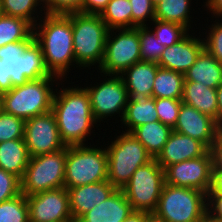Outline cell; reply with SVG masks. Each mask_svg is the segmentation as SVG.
Listing matches in <instances>:
<instances>
[{"instance_id": "6da1fadb", "label": "cell", "mask_w": 222, "mask_h": 222, "mask_svg": "<svg viewBox=\"0 0 222 222\" xmlns=\"http://www.w3.org/2000/svg\"><path fill=\"white\" fill-rule=\"evenodd\" d=\"M44 15L41 14L40 21L33 27L34 41L41 47L44 64L49 74L60 79L67 78L70 66L76 64L72 13Z\"/></svg>"}, {"instance_id": "7a4b0ae2", "label": "cell", "mask_w": 222, "mask_h": 222, "mask_svg": "<svg viewBox=\"0 0 222 222\" xmlns=\"http://www.w3.org/2000/svg\"><path fill=\"white\" fill-rule=\"evenodd\" d=\"M55 89L52 113L56 118L59 135L65 146L85 145L91 136V129L96 126L89 94L79 86ZM63 88V89H62Z\"/></svg>"}, {"instance_id": "3957f363", "label": "cell", "mask_w": 222, "mask_h": 222, "mask_svg": "<svg viewBox=\"0 0 222 222\" xmlns=\"http://www.w3.org/2000/svg\"><path fill=\"white\" fill-rule=\"evenodd\" d=\"M109 28L99 14L72 13L73 50L76 67L98 64L103 62L106 39ZM83 67V68H82Z\"/></svg>"}, {"instance_id": "277c9868", "label": "cell", "mask_w": 222, "mask_h": 222, "mask_svg": "<svg viewBox=\"0 0 222 222\" xmlns=\"http://www.w3.org/2000/svg\"><path fill=\"white\" fill-rule=\"evenodd\" d=\"M62 79L50 75L14 86L3 93L2 110L24 120L51 111L55 91L53 84Z\"/></svg>"}, {"instance_id": "5b68a950", "label": "cell", "mask_w": 222, "mask_h": 222, "mask_svg": "<svg viewBox=\"0 0 222 222\" xmlns=\"http://www.w3.org/2000/svg\"><path fill=\"white\" fill-rule=\"evenodd\" d=\"M66 146L64 187L92 184L108 180L106 148L94 145Z\"/></svg>"}, {"instance_id": "8992f818", "label": "cell", "mask_w": 222, "mask_h": 222, "mask_svg": "<svg viewBox=\"0 0 222 222\" xmlns=\"http://www.w3.org/2000/svg\"><path fill=\"white\" fill-rule=\"evenodd\" d=\"M106 151L108 157V181L116 189H122L140 166L153 159L133 134L123 130L106 147Z\"/></svg>"}, {"instance_id": "52a82bcc", "label": "cell", "mask_w": 222, "mask_h": 222, "mask_svg": "<svg viewBox=\"0 0 222 222\" xmlns=\"http://www.w3.org/2000/svg\"><path fill=\"white\" fill-rule=\"evenodd\" d=\"M154 213L166 222H201L207 213V193L165 183Z\"/></svg>"}, {"instance_id": "ba28073f", "label": "cell", "mask_w": 222, "mask_h": 222, "mask_svg": "<svg viewBox=\"0 0 222 222\" xmlns=\"http://www.w3.org/2000/svg\"><path fill=\"white\" fill-rule=\"evenodd\" d=\"M66 147L58 151L32 156L21 179V193L34 195L64 187Z\"/></svg>"}, {"instance_id": "9c48e42d", "label": "cell", "mask_w": 222, "mask_h": 222, "mask_svg": "<svg viewBox=\"0 0 222 222\" xmlns=\"http://www.w3.org/2000/svg\"><path fill=\"white\" fill-rule=\"evenodd\" d=\"M164 184V169L153 158L132 174L122 191L134 211L151 213L157 208Z\"/></svg>"}, {"instance_id": "30bf717a", "label": "cell", "mask_w": 222, "mask_h": 222, "mask_svg": "<svg viewBox=\"0 0 222 222\" xmlns=\"http://www.w3.org/2000/svg\"><path fill=\"white\" fill-rule=\"evenodd\" d=\"M138 61H141L139 27L109 29L100 73L121 75Z\"/></svg>"}, {"instance_id": "8fae6325", "label": "cell", "mask_w": 222, "mask_h": 222, "mask_svg": "<svg viewBox=\"0 0 222 222\" xmlns=\"http://www.w3.org/2000/svg\"><path fill=\"white\" fill-rule=\"evenodd\" d=\"M41 47L33 41L21 56L0 59V92L6 93L14 86L28 80L49 77Z\"/></svg>"}, {"instance_id": "7c38bea8", "label": "cell", "mask_w": 222, "mask_h": 222, "mask_svg": "<svg viewBox=\"0 0 222 222\" xmlns=\"http://www.w3.org/2000/svg\"><path fill=\"white\" fill-rule=\"evenodd\" d=\"M100 75L106 77L103 82L85 87L89 94L93 117L100 123L104 118H112L114 114H119L122 121L129 100L125 83L120 75H109L110 78L107 74Z\"/></svg>"}, {"instance_id": "4fadbf2b", "label": "cell", "mask_w": 222, "mask_h": 222, "mask_svg": "<svg viewBox=\"0 0 222 222\" xmlns=\"http://www.w3.org/2000/svg\"><path fill=\"white\" fill-rule=\"evenodd\" d=\"M213 158L209 150L205 155L168 166L165 183L208 193L212 182Z\"/></svg>"}, {"instance_id": "5bb4252c", "label": "cell", "mask_w": 222, "mask_h": 222, "mask_svg": "<svg viewBox=\"0 0 222 222\" xmlns=\"http://www.w3.org/2000/svg\"><path fill=\"white\" fill-rule=\"evenodd\" d=\"M24 142L30 157L52 153L66 147L60 138L52 111L25 120Z\"/></svg>"}, {"instance_id": "9a60e30c", "label": "cell", "mask_w": 222, "mask_h": 222, "mask_svg": "<svg viewBox=\"0 0 222 222\" xmlns=\"http://www.w3.org/2000/svg\"><path fill=\"white\" fill-rule=\"evenodd\" d=\"M29 222H74L65 187L26 196Z\"/></svg>"}, {"instance_id": "2e32d148", "label": "cell", "mask_w": 222, "mask_h": 222, "mask_svg": "<svg viewBox=\"0 0 222 222\" xmlns=\"http://www.w3.org/2000/svg\"><path fill=\"white\" fill-rule=\"evenodd\" d=\"M173 131L202 142L210 150L212 144L222 132V128L209 115L201 113L194 107L182 102Z\"/></svg>"}, {"instance_id": "e0dca14e", "label": "cell", "mask_w": 222, "mask_h": 222, "mask_svg": "<svg viewBox=\"0 0 222 222\" xmlns=\"http://www.w3.org/2000/svg\"><path fill=\"white\" fill-rule=\"evenodd\" d=\"M187 34L176 44L166 47L158 62L161 68L185 74L204 49V40Z\"/></svg>"}, {"instance_id": "ac0fdd59", "label": "cell", "mask_w": 222, "mask_h": 222, "mask_svg": "<svg viewBox=\"0 0 222 222\" xmlns=\"http://www.w3.org/2000/svg\"><path fill=\"white\" fill-rule=\"evenodd\" d=\"M209 149L200 141L172 131L162 151L155 158L165 170L168 166L205 155Z\"/></svg>"}, {"instance_id": "d6986e66", "label": "cell", "mask_w": 222, "mask_h": 222, "mask_svg": "<svg viewBox=\"0 0 222 222\" xmlns=\"http://www.w3.org/2000/svg\"><path fill=\"white\" fill-rule=\"evenodd\" d=\"M115 190L108 180L69 188L70 212L74 222L105 201Z\"/></svg>"}, {"instance_id": "ffe728a7", "label": "cell", "mask_w": 222, "mask_h": 222, "mask_svg": "<svg viewBox=\"0 0 222 222\" xmlns=\"http://www.w3.org/2000/svg\"><path fill=\"white\" fill-rule=\"evenodd\" d=\"M133 211L122 189H116L105 201L84 213L76 222H123Z\"/></svg>"}, {"instance_id": "44dd1931", "label": "cell", "mask_w": 222, "mask_h": 222, "mask_svg": "<svg viewBox=\"0 0 222 222\" xmlns=\"http://www.w3.org/2000/svg\"><path fill=\"white\" fill-rule=\"evenodd\" d=\"M159 67L157 63L141 60L126 69L120 76L129 97L141 95L152 97L154 79Z\"/></svg>"}, {"instance_id": "7402d4cb", "label": "cell", "mask_w": 222, "mask_h": 222, "mask_svg": "<svg viewBox=\"0 0 222 222\" xmlns=\"http://www.w3.org/2000/svg\"><path fill=\"white\" fill-rule=\"evenodd\" d=\"M181 101L199 112L209 115L218 123L216 88H209L200 82L184 81Z\"/></svg>"}, {"instance_id": "603a6c76", "label": "cell", "mask_w": 222, "mask_h": 222, "mask_svg": "<svg viewBox=\"0 0 222 222\" xmlns=\"http://www.w3.org/2000/svg\"><path fill=\"white\" fill-rule=\"evenodd\" d=\"M184 78V81L200 82L209 88H217L222 83V63L204 48Z\"/></svg>"}, {"instance_id": "cb8c5ba5", "label": "cell", "mask_w": 222, "mask_h": 222, "mask_svg": "<svg viewBox=\"0 0 222 222\" xmlns=\"http://www.w3.org/2000/svg\"><path fill=\"white\" fill-rule=\"evenodd\" d=\"M159 121L155 108V98L151 96L129 97L128 104L122 119L126 132L131 133L136 127L143 124Z\"/></svg>"}, {"instance_id": "d4e9b609", "label": "cell", "mask_w": 222, "mask_h": 222, "mask_svg": "<svg viewBox=\"0 0 222 222\" xmlns=\"http://www.w3.org/2000/svg\"><path fill=\"white\" fill-rule=\"evenodd\" d=\"M29 153L24 138L8 140L0 143V168L22 179Z\"/></svg>"}, {"instance_id": "484cf974", "label": "cell", "mask_w": 222, "mask_h": 222, "mask_svg": "<svg viewBox=\"0 0 222 222\" xmlns=\"http://www.w3.org/2000/svg\"><path fill=\"white\" fill-rule=\"evenodd\" d=\"M173 129L160 121L149 122L136 127L131 134L146 148L147 152L156 158L168 141Z\"/></svg>"}, {"instance_id": "4316f807", "label": "cell", "mask_w": 222, "mask_h": 222, "mask_svg": "<svg viewBox=\"0 0 222 222\" xmlns=\"http://www.w3.org/2000/svg\"><path fill=\"white\" fill-rule=\"evenodd\" d=\"M184 74L159 67L154 79L152 97L182 99Z\"/></svg>"}, {"instance_id": "83f0119b", "label": "cell", "mask_w": 222, "mask_h": 222, "mask_svg": "<svg viewBox=\"0 0 222 222\" xmlns=\"http://www.w3.org/2000/svg\"><path fill=\"white\" fill-rule=\"evenodd\" d=\"M192 0H164L155 6V19L175 22L191 31L190 5ZM190 27V28H189Z\"/></svg>"}, {"instance_id": "f1b7e54d", "label": "cell", "mask_w": 222, "mask_h": 222, "mask_svg": "<svg viewBox=\"0 0 222 222\" xmlns=\"http://www.w3.org/2000/svg\"><path fill=\"white\" fill-rule=\"evenodd\" d=\"M33 34V26L23 18L0 16V47L17 41H25Z\"/></svg>"}, {"instance_id": "f546056e", "label": "cell", "mask_w": 222, "mask_h": 222, "mask_svg": "<svg viewBox=\"0 0 222 222\" xmlns=\"http://www.w3.org/2000/svg\"><path fill=\"white\" fill-rule=\"evenodd\" d=\"M99 16L109 29L132 28V10L129 0H110Z\"/></svg>"}, {"instance_id": "4dcf8cb0", "label": "cell", "mask_w": 222, "mask_h": 222, "mask_svg": "<svg viewBox=\"0 0 222 222\" xmlns=\"http://www.w3.org/2000/svg\"><path fill=\"white\" fill-rule=\"evenodd\" d=\"M38 5L41 7L37 8L39 7ZM1 7L3 15L23 18L33 27L36 25L37 21L40 20L37 12L44 10L43 0H1ZM38 9L41 11H37Z\"/></svg>"}, {"instance_id": "1f68e13d", "label": "cell", "mask_w": 222, "mask_h": 222, "mask_svg": "<svg viewBox=\"0 0 222 222\" xmlns=\"http://www.w3.org/2000/svg\"><path fill=\"white\" fill-rule=\"evenodd\" d=\"M153 24L155 29H150L153 31L155 37L159 39L160 44L165 47H171L189 33L186 27L175 22L154 19Z\"/></svg>"}, {"instance_id": "d6a6232c", "label": "cell", "mask_w": 222, "mask_h": 222, "mask_svg": "<svg viewBox=\"0 0 222 222\" xmlns=\"http://www.w3.org/2000/svg\"><path fill=\"white\" fill-rule=\"evenodd\" d=\"M0 222H29L28 204L24 194L0 203Z\"/></svg>"}, {"instance_id": "836d02e7", "label": "cell", "mask_w": 222, "mask_h": 222, "mask_svg": "<svg viewBox=\"0 0 222 222\" xmlns=\"http://www.w3.org/2000/svg\"><path fill=\"white\" fill-rule=\"evenodd\" d=\"M149 28L148 24L139 26L141 60L158 64L160 56L166 47L160 44L159 39L155 37L153 31Z\"/></svg>"}, {"instance_id": "e575fe53", "label": "cell", "mask_w": 222, "mask_h": 222, "mask_svg": "<svg viewBox=\"0 0 222 222\" xmlns=\"http://www.w3.org/2000/svg\"><path fill=\"white\" fill-rule=\"evenodd\" d=\"M25 120L5 111H0V143L24 138Z\"/></svg>"}, {"instance_id": "d590c367", "label": "cell", "mask_w": 222, "mask_h": 222, "mask_svg": "<svg viewBox=\"0 0 222 222\" xmlns=\"http://www.w3.org/2000/svg\"><path fill=\"white\" fill-rule=\"evenodd\" d=\"M182 101L171 98H155L159 121L172 129L177 123Z\"/></svg>"}, {"instance_id": "8d00e7d4", "label": "cell", "mask_w": 222, "mask_h": 222, "mask_svg": "<svg viewBox=\"0 0 222 222\" xmlns=\"http://www.w3.org/2000/svg\"><path fill=\"white\" fill-rule=\"evenodd\" d=\"M129 2L132 10V28L146 26V21L155 19V6L151 0H129Z\"/></svg>"}, {"instance_id": "74e56055", "label": "cell", "mask_w": 222, "mask_h": 222, "mask_svg": "<svg viewBox=\"0 0 222 222\" xmlns=\"http://www.w3.org/2000/svg\"><path fill=\"white\" fill-rule=\"evenodd\" d=\"M216 18L215 23L211 24L208 35L204 40V48L220 63H222V19Z\"/></svg>"}, {"instance_id": "f35d334b", "label": "cell", "mask_w": 222, "mask_h": 222, "mask_svg": "<svg viewBox=\"0 0 222 222\" xmlns=\"http://www.w3.org/2000/svg\"><path fill=\"white\" fill-rule=\"evenodd\" d=\"M21 194V179L0 168V203Z\"/></svg>"}, {"instance_id": "ab89813d", "label": "cell", "mask_w": 222, "mask_h": 222, "mask_svg": "<svg viewBox=\"0 0 222 222\" xmlns=\"http://www.w3.org/2000/svg\"><path fill=\"white\" fill-rule=\"evenodd\" d=\"M83 0H43L45 14L82 13Z\"/></svg>"}, {"instance_id": "60d3db41", "label": "cell", "mask_w": 222, "mask_h": 222, "mask_svg": "<svg viewBox=\"0 0 222 222\" xmlns=\"http://www.w3.org/2000/svg\"><path fill=\"white\" fill-rule=\"evenodd\" d=\"M34 41V34H32L25 41H17L14 43L6 44L0 47V59L14 58L21 56L25 49Z\"/></svg>"}, {"instance_id": "b9f144b4", "label": "cell", "mask_w": 222, "mask_h": 222, "mask_svg": "<svg viewBox=\"0 0 222 222\" xmlns=\"http://www.w3.org/2000/svg\"><path fill=\"white\" fill-rule=\"evenodd\" d=\"M207 213L215 219L222 220V195L207 194Z\"/></svg>"}, {"instance_id": "7bdbcfd3", "label": "cell", "mask_w": 222, "mask_h": 222, "mask_svg": "<svg viewBox=\"0 0 222 222\" xmlns=\"http://www.w3.org/2000/svg\"><path fill=\"white\" fill-rule=\"evenodd\" d=\"M110 0H83L82 13L100 14Z\"/></svg>"}, {"instance_id": "ee69618b", "label": "cell", "mask_w": 222, "mask_h": 222, "mask_svg": "<svg viewBox=\"0 0 222 222\" xmlns=\"http://www.w3.org/2000/svg\"><path fill=\"white\" fill-rule=\"evenodd\" d=\"M213 158V169L222 171V132L218 135L216 141L210 148Z\"/></svg>"}, {"instance_id": "f6af8a7d", "label": "cell", "mask_w": 222, "mask_h": 222, "mask_svg": "<svg viewBox=\"0 0 222 222\" xmlns=\"http://www.w3.org/2000/svg\"><path fill=\"white\" fill-rule=\"evenodd\" d=\"M207 194H220L222 195V171L212 169V182L210 191Z\"/></svg>"}, {"instance_id": "bcb514c9", "label": "cell", "mask_w": 222, "mask_h": 222, "mask_svg": "<svg viewBox=\"0 0 222 222\" xmlns=\"http://www.w3.org/2000/svg\"><path fill=\"white\" fill-rule=\"evenodd\" d=\"M205 3L204 6L208 8L209 13L213 14L212 18H222V0H206Z\"/></svg>"}, {"instance_id": "7dc6e473", "label": "cell", "mask_w": 222, "mask_h": 222, "mask_svg": "<svg viewBox=\"0 0 222 222\" xmlns=\"http://www.w3.org/2000/svg\"><path fill=\"white\" fill-rule=\"evenodd\" d=\"M218 102V125L222 128V83L216 88Z\"/></svg>"}, {"instance_id": "c3c4849f", "label": "cell", "mask_w": 222, "mask_h": 222, "mask_svg": "<svg viewBox=\"0 0 222 222\" xmlns=\"http://www.w3.org/2000/svg\"><path fill=\"white\" fill-rule=\"evenodd\" d=\"M123 222H145V212L133 211Z\"/></svg>"}, {"instance_id": "681fc988", "label": "cell", "mask_w": 222, "mask_h": 222, "mask_svg": "<svg viewBox=\"0 0 222 222\" xmlns=\"http://www.w3.org/2000/svg\"><path fill=\"white\" fill-rule=\"evenodd\" d=\"M145 222H166L162 218L158 217L154 212H145Z\"/></svg>"}, {"instance_id": "f907efd6", "label": "cell", "mask_w": 222, "mask_h": 222, "mask_svg": "<svg viewBox=\"0 0 222 222\" xmlns=\"http://www.w3.org/2000/svg\"><path fill=\"white\" fill-rule=\"evenodd\" d=\"M201 222H222V220L215 219L214 217L206 213Z\"/></svg>"}, {"instance_id": "816d5d0a", "label": "cell", "mask_w": 222, "mask_h": 222, "mask_svg": "<svg viewBox=\"0 0 222 222\" xmlns=\"http://www.w3.org/2000/svg\"><path fill=\"white\" fill-rule=\"evenodd\" d=\"M2 104H3V93L0 92V111H2Z\"/></svg>"}, {"instance_id": "f5cc1de1", "label": "cell", "mask_w": 222, "mask_h": 222, "mask_svg": "<svg viewBox=\"0 0 222 222\" xmlns=\"http://www.w3.org/2000/svg\"><path fill=\"white\" fill-rule=\"evenodd\" d=\"M154 6H156L158 3L164 1V0H151Z\"/></svg>"}, {"instance_id": "db71d44e", "label": "cell", "mask_w": 222, "mask_h": 222, "mask_svg": "<svg viewBox=\"0 0 222 222\" xmlns=\"http://www.w3.org/2000/svg\"><path fill=\"white\" fill-rule=\"evenodd\" d=\"M2 15V7H1V0H0V16Z\"/></svg>"}]
</instances>
